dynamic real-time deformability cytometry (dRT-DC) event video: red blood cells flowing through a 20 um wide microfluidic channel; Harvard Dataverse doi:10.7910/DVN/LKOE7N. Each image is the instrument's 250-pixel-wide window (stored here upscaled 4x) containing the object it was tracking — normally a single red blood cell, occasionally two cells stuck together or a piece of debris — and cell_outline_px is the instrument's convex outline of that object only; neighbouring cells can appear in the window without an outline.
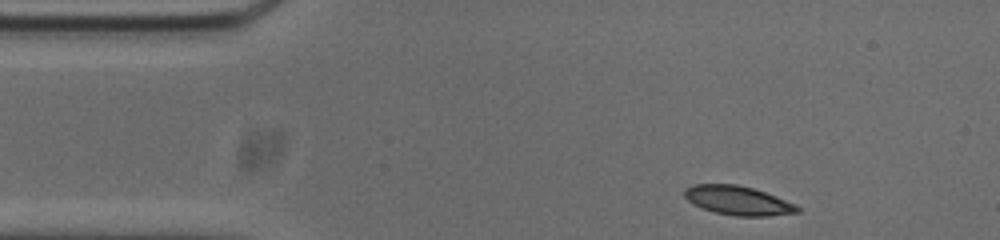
{"species": "common noctule bat (a hibernating species)", "species_latin": "Nyctalus noctula", "temperature_condition": "cold", "stored_images_in_passage": 47, "camera_frame_rate_fps": 3000, "um_per_image_px": 0.085, "animal": {"sex": "male", "body_mass_g": 20.0, "forearm_length_mm": 53.3}, "frame": {"image": 1, "passage_image": 1, "time_ms": 0.0, "image_size_px": [1000, 240], "cell_outline_px": [[800, 212], [768, 216], [736, 216], [716, 212], [692, 204], [684, 196], [684, 188], [692, 184], [736, 184], [752, 188], [776, 196], [796, 204], [800, 208]], "centroid_in_image_um": [62.72, 17.04], "position_along_channel_um": 22.3, "area_um2": 19.07}}
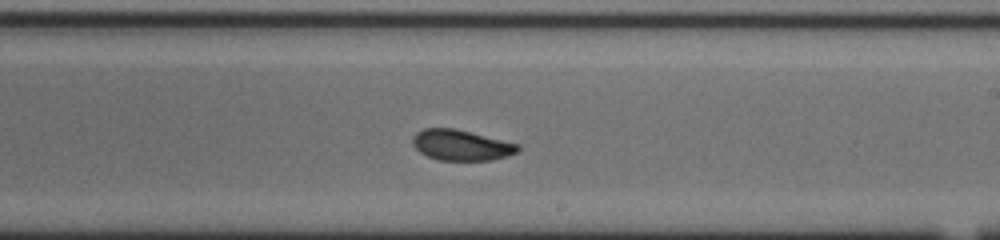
{"frame": {"image": 2, "passage_image": 24, "time_ms": 7.667, "image_size_px": [1000, 240], "cell_outline_px": [[520, 148], [516, 152], [508, 156], [492, 160], [440, 160], [428, 156], [420, 152], [412, 144], [412, 136], [416, 132], [424, 128], [456, 128], [520, 144]], "centroid_in_image_um": [39.2, 12.32], "position_along_channel_um": 249.8, "area_um2": 18.9}}
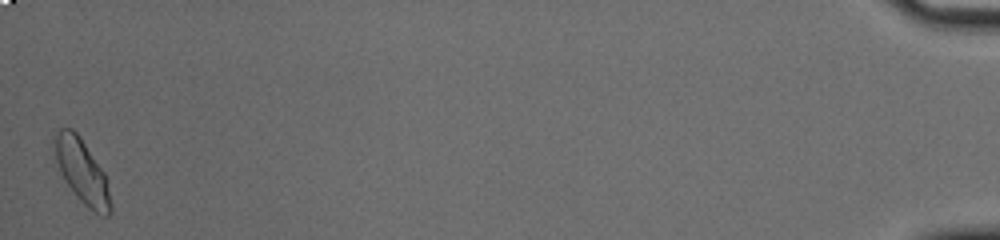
{"frame": {"image": 3, "passage_image": 47, "time_ms": 15.333, "image_size_px": [1000, 240], "cell_outline_px": [[112, 212], [108, 216], [104, 216], [88, 208], [80, 200], [64, 180], [52, 160], [52, 136], [60, 128], [72, 128], [80, 136], [104, 172], [112, 204]], "centroid_in_image_um": [6.9, 14.52], "position_along_channel_um": 428.3, "area_um2": 21.5}, "authors_computed_cell_mechanics": {"area_um2": 19.363, "velocity_mm_per_s": 3.7195, "shape_relaxation_time_tau1_ms": 6.6414, "shape_relaxation_time_tau2_ms": 3.0191, "deformation_change_tau1": 0.1294, "deformation_change_tau2": 0.058}}